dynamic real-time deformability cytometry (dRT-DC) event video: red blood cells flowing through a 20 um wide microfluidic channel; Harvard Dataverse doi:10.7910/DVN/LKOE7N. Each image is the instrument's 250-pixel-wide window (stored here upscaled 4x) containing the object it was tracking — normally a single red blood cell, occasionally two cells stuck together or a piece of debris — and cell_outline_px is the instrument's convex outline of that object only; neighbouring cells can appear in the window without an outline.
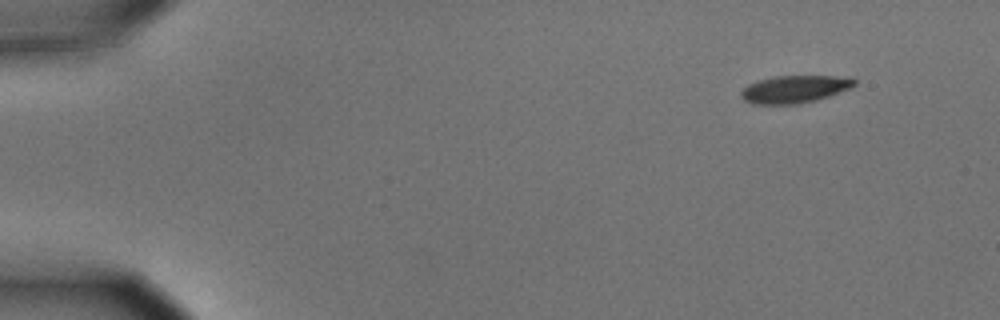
{"species": "common noctule bat (a hibernating species)", "species_latin": "Nyctalus noctula", "temperature_condition": "cold", "stored_images_in_passage": 51, "camera_frame_rate_fps": 3000, "um_per_image_px": 0.085, "animal": {"sex": "male", "body_mass_g": 15.6}, "frame": {"image": 1, "passage_image": 1, "time_ms": 0.0, "image_size_px": [1000, 320], "cell_outline_px": [[856, 84], [848, 88], [828, 96], [816, 100], [796, 104], [752, 104], [744, 100], [740, 96], [740, 92], [748, 84], [760, 80], [776, 76], [832, 76], [856, 80]], "centroid_in_image_um": [67.46, 7.59], "position_along_channel_um": 17.5, "area_um2": 17.8}}
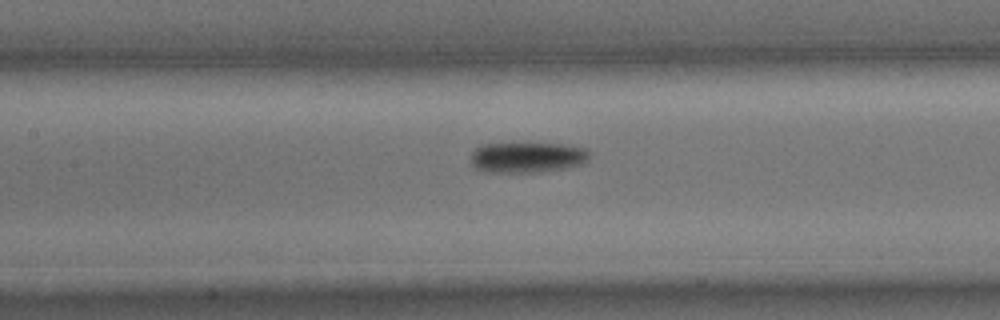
{"frame": {"image": 2, "passage_image": 22, "time_ms": 7.0, "image_size_px": [1000, 320], "cell_outline_px": [[588, 160], [580, 164], [568, 168], [536, 172], [488, 172], [476, 168], [472, 164], [472, 152], [480, 144], [568, 144], [588, 148]], "centroid_in_image_um": [44.84, 13.37], "position_along_channel_um": 162.6, "area_um2": 21.04}}
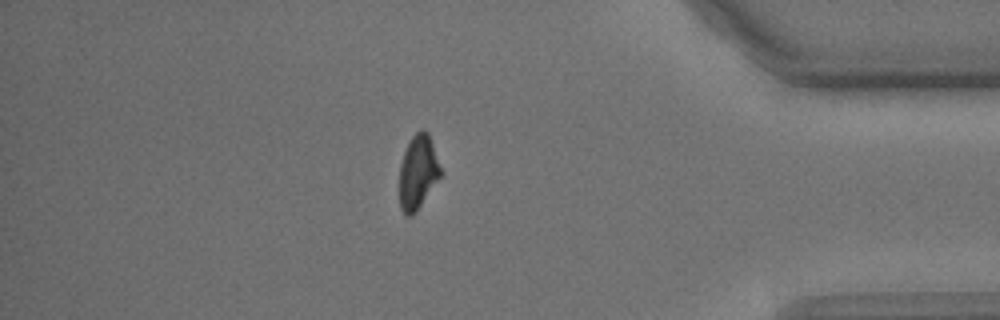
{"frame": {"image": 3, "passage_image": 44, "time_ms": 14.333, "image_size_px": [1000, 320], "cell_outline_px": [[444, 172], [416, 212], [412, 216], [408, 216], [400, 208], [400, 164], [404, 152], [412, 136], [420, 128], [424, 128], [428, 132]], "centroid_in_image_um": [35.56, 14.61], "position_along_channel_um": 399.6, "area_um2": 17.98}, "authors_computed_cell_mechanics": {"area_um2": 19.8254, "velocity_mm_per_s": 3.6326, "shape_relaxation_time_tau1_ms": 1.9997, "shape_relaxation_time_tau2_ms": null, "deformation_change_tau1": 0.1218, "deformation_change_tau2": null}}